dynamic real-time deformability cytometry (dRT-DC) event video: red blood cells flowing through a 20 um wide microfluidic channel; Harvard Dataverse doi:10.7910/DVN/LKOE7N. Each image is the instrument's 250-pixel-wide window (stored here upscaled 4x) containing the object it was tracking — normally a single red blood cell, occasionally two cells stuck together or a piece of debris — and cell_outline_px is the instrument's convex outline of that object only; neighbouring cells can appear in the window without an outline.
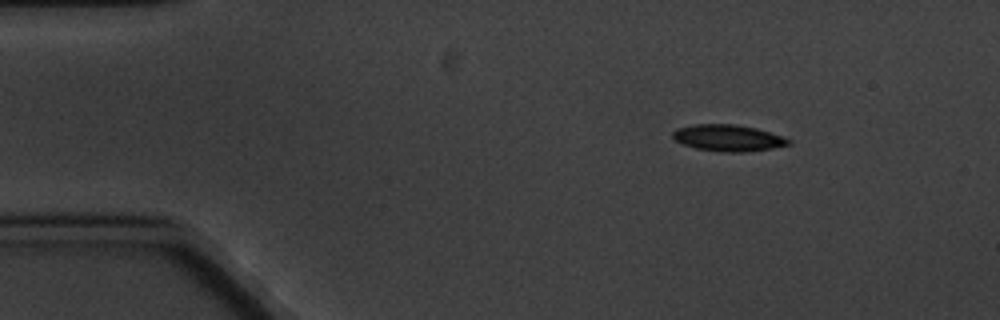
{"species": "common noctule bat (a hibernating species)", "species_latin": "Nyctalus noctula", "temperature_condition": "cold", "stored_images_in_passage": 4, "segment_of_instrument_passage": [1, 2], "camera_frame_rate_fps": 3000, "um_per_image_px": 0.085, "animal": {"sex": "male", "body_mass_g": 20.1, "forearm_length_mm": 53.5}, "frame": {"image": 1, "passage_image": 1, "time_ms": 0.0, "image_size_px": [1000, 320], "cell_outline_px": [[792, 144], [772, 148], [744, 152], [724, 152], [696, 148], [684, 144], [676, 140], [672, 136], [672, 132], [676, 128], [692, 124], [736, 124], [756, 128], [784, 136], [792, 140]], "centroid_in_image_um": [61.92, 11.71], "position_along_channel_um": 23.1, "area_um2": 17.98}}